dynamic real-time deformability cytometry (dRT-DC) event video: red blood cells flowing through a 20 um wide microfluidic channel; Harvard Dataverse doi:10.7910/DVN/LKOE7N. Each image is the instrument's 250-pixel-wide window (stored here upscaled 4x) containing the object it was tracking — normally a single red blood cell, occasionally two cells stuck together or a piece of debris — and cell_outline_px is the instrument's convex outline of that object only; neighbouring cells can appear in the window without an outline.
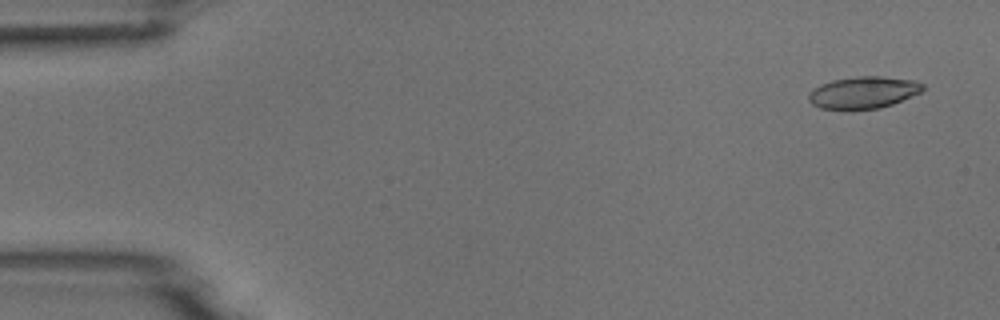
{"species": "common noctule bat (a hibernating species)", "species_latin": "Nyctalus noctula", "temperature_condition": "room temperature", "stored_images_in_passage": 9, "camera_frame_rate_fps": 3000, "um_per_image_px": 0.085, "animal": {"sex": "male", "body_mass_g": 18.8}, "frame": {"image": 1, "passage_image": 1, "time_ms": 0.0, "image_size_px": [1000, 320], "cell_outline_px": [[924, 88], [920, 92], [892, 104], [880, 108], [820, 108], [812, 104], [808, 100], [808, 92], [812, 88], [820, 84], [832, 80], [856, 76], [880, 76], [916, 80], [924, 84]], "centroid_in_image_um": [73.37, 7.83], "position_along_channel_um": 11.6, "area_um2": 21.1}}
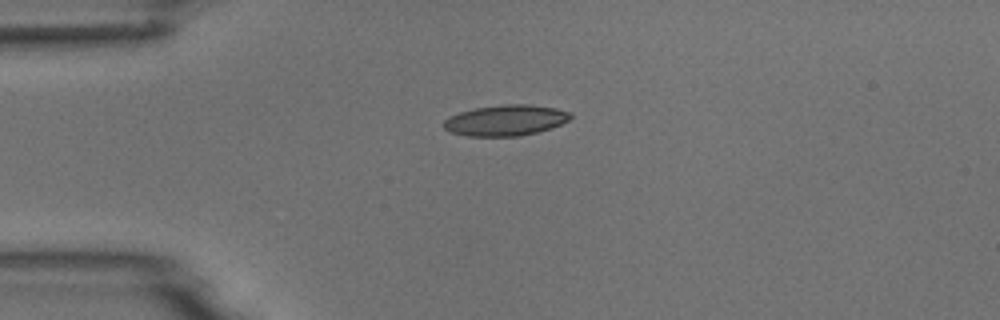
{"frame": {"image": 2, "passage_image": 4, "time_ms": 3.333, "image_size_px": [1000, 320], "cell_outline_px": [[572, 116], [568, 120], [552, 128], [520, 136], [468, 136], [452, 132], [444, 128], [444, 120], [448, 116], [460, 112], [476, 108], [504, 104], [528, 104], [556, 108], [572, 112]], "centroid_in_image_um": [43.0, 10.22], "position_along_channel_um": 42.0, "area_um2": 22.72}}